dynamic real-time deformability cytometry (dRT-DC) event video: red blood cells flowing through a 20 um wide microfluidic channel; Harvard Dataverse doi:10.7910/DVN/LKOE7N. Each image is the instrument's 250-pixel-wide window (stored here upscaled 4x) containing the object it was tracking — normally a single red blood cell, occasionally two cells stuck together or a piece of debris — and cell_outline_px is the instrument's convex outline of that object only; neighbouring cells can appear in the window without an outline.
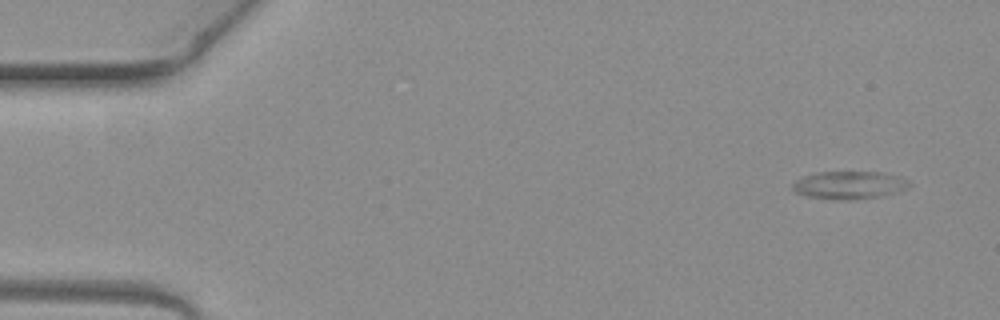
{"species": "common noctule bat (a hibernating species)", "species_latin": "Nyctalus noctula", "temperature_condition": "warm", "stored_images_in_passage": 5, "camera_frame_rate_fps": 3000, "um_per_image_px": 0.085, "animal": {"sex": "female", "body_mass_g": 19.3, "forearm_length_mm": 54.1}, "frame": {"image": 1, "passage_image": 1, "time_ms": 0.0, "image_size_px": [1000, 320], "cell_outline_px": [[912, 184], [908, 188], [896, 192], [880, 196], [856, 200], [832, 200], [804, 196], [796, 192], [792, 188], [792, 184], [796, 180], [804, 176], [816, 172], [880, 172], [900, 176], [908, 180]], "centroid_in_image_um": [72.18, 15.74], "position_along_channel_um": 12.8, "area_um2": 19.19}}